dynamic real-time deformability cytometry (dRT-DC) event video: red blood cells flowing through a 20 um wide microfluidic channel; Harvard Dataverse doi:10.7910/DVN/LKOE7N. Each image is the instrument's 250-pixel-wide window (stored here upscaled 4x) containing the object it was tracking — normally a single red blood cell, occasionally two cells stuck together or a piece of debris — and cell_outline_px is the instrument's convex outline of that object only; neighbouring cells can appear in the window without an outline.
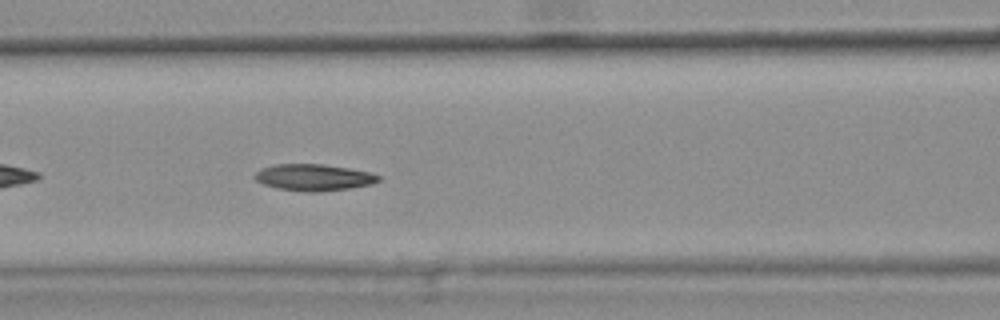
{"species": "common noctule bat (a hibernating species)", "species_latin": "Nyctalus noctula", "temperature_condition": "warm", "stored_images_in_passage": 30, "camera_frame_rate_fps": 3000, "um_per_image_px": 0.085, "animal": {"sex": "female", "body_mass_g": 25.1}, "frame": {"image": 1, "passage_image": 9, "time_ms": 2.667, "image_size_px": [1000, 320], "cell_outline_px": [[384, 176], [380, 180], [372, 184], [348, 188], [320, 192], [308, 192], [276, 188], [264, 184], [256, 180], [252, 176], [260, 168], [272, 164], [320, 164], [348, 168], [368, 172]], "centroid_in_image_um": [26.65, 15.08], "position_along_channel_um": 140.0, "area_um2": 19.25}, "authors_computed_cell_mechanics": {"area_um2": 18.8428, "velocity_mm_per_s": 3.7828, "shape_relaxation_time_tau1_ms": null, "shape_relaxation_time_tau2_ms": 5.1811, "deformation_change_tau1": null, "deformation_change_tau2": 0.0995}}